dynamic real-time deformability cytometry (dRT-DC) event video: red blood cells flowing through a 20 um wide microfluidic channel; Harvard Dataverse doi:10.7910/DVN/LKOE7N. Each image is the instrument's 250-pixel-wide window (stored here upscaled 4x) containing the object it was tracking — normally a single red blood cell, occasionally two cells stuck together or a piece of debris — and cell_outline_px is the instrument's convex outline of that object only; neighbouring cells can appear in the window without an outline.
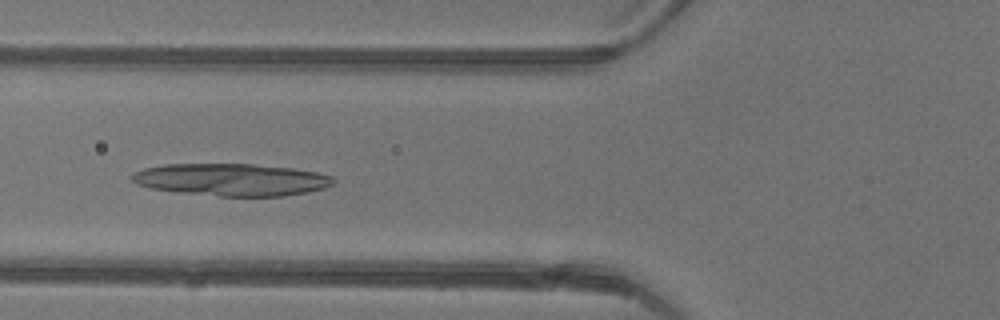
{"species": "common noctule bat (a hibernating species)", "species_latin": "Nyctalus noctula", "temperature_condition": "warm", "stored_images_in_passage": 48, "camera_frame_rate_fps": 3000, "um_per_image_px": 0.085, "animal": {"sex": "female"}, "frame": {"image": 1, "passage_image": 19, "time_ms": 6.0, "image_size_px": [1000, 320], "cell_outline_px": [[336, 180], [332, 184], [324, 188], [308, 192], [284, 196], [220, 196], [180, 192], [152, 188], [136, 184], [132, 180], [132, 172], [144, 168], [164, 164], [252, 164], [292, 168], [316, 172], [332, 176]], "centroid_in_image_um": [19.68, 15.27], "position_along_channel_um": 106.1, "area_um2": 37.8}}
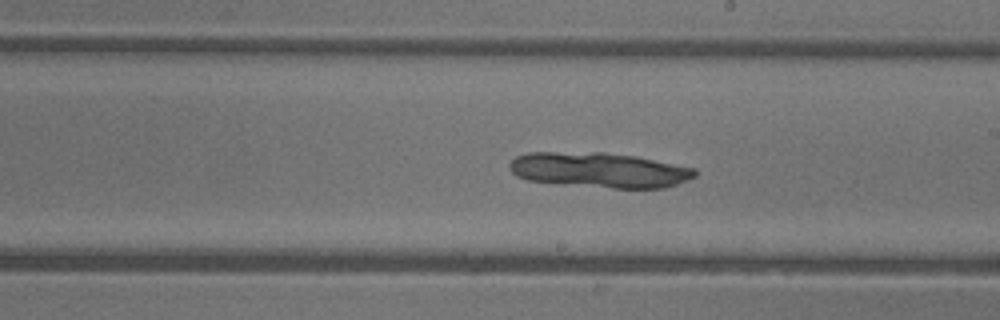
{"frame": {"image": 2, "passage_image": 28, "time_ms": 9.0, "image_size_px": [1000, 320], "cell_outline_px": [[696, 176], [688, 180], [664, 188], [612, 188], [528, 180], [516, 176], [508, 168], [508, 164], [516, 156], [528, 152], [604, 152], [632, 156], [696, 168]], "centroid_in_image_um": [50.92, 14.44], "position_along_channel_um": 238.1, "area_um2": 37.74}}
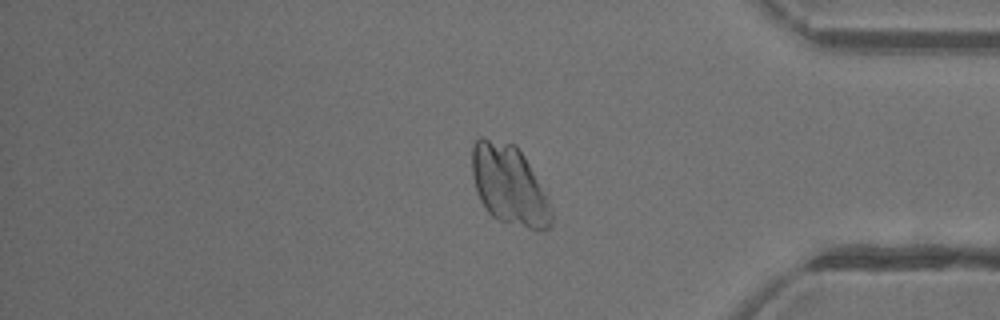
{"frame": {"image": 3, "passage_image": 40, "time_ms": 13.0, "image_size_px": [1000, 320], "cell_outline_px": [[552, 224], [544, 232], [540, 232], [500, 220], [492, 216], [484, 208], [476, 192], [472, 176], [472, 144], [480, 136], [484, 136], [516, 144], [524, 156], [548, 200], [552, 208]], "centroid_in_image_um": [43.26, 15.73], "position_along_channel_um": 391.9, "area_um2": 37.11}}